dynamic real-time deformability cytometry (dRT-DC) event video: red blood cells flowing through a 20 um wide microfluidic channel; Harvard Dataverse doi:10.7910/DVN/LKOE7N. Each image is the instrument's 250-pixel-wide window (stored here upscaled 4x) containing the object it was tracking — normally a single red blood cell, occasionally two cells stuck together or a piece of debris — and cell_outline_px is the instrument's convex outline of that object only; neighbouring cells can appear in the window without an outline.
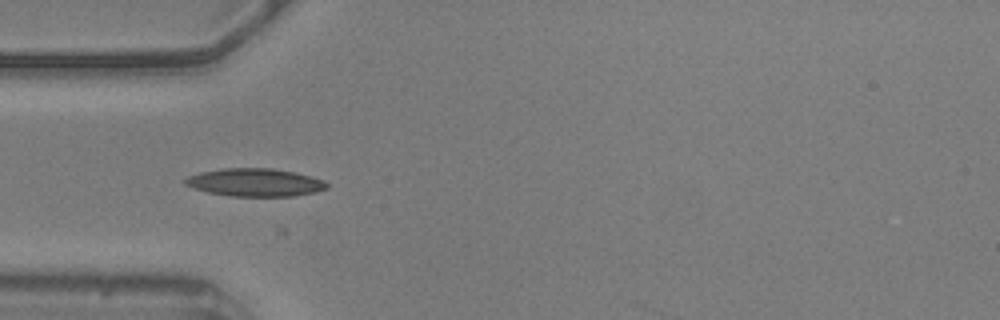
{"species": "common noctule bat (a hibernating species)", "species_latin": "Nyctalus noctula", "temperature_condition": "warm", "stored_images_in_passage": 11, "camera_frame_rate_fps": 3000, "um_per_image_px": 0.085, "animal": {"sex": "male", "body_mass_g": 20.5, "forearm_length_mm": 52.5}, "frame": {"image": 1, "passage_image": 3, "time_ms": 0.667, "image_size_px": [1000, 320], "cell_outline_px": [[328, 188], [316, 192], [292, 196], [228, 196], [208, 192], [184, 184], [184, 180], [188, 176], [200, 172], [224, 168], [272, 168], [292, 172], [324, 180], [328, 184]], "centroid_in_image_um": [21.67, 15.51], "position_along_channel_um": 63.3, "area_um2": 22.89}}